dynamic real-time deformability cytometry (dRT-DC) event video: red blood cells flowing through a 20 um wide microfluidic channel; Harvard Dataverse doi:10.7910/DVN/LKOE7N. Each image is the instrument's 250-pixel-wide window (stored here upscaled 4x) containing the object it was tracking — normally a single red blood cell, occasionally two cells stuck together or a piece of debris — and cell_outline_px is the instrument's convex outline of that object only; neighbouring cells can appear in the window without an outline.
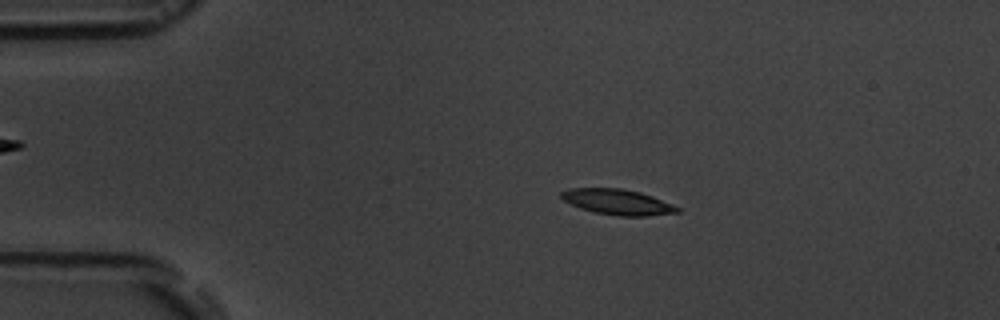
{"species": "common noctule bat (a hibernating species)", "species_latin": "Nyctalus noctula", "temperature_condition": "room temperature", "stored_images_in_passage": 9, "camera_frame_rate_fps": 3000, "um_per_image_px": 0.085, "animal": {"sex": "male", "body_mass_g": 19.5, "forearm_length_mm": 54.6}, "frame": {"image": 1, "passage_image": 2, "time_ms": 1.333, "image_size_px": [1000, 320], "cell_outline_px": [[680, 212], [648, 216], [620, 216], [596, 212], [580, 208], [564, 200], [560, 196], [560, 192], [568, 188], [624, 188], [640, 192], [652, 196], [672, 204], [680, 208]], "centroid_in_image_um": [52.5, 17.16], "position_along_channel_um": 32.5, "area_um2": 17.22}}
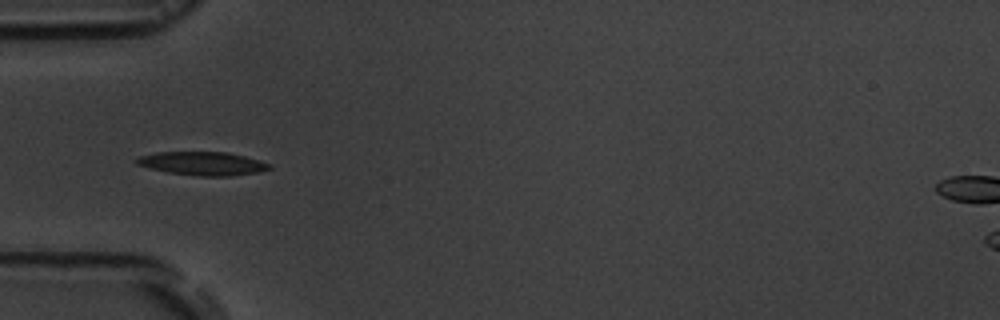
{"frame": {"image": 2, "passage_image": 4, "time_ms": 3.667, "image_size_px": [1000, 320], "cell_outline_px": [[272, 168], [260, 172], [228, 176], [200, 176], [168, 172], [136, 164], [132, 160], [140, 156], [156, 152], [228, 152], [260, 160], [272, 164]], "centroid_in_image_um": [17.25, 13.89], "position_along_channel_um": 67.8, "area_um2": 18.21}}
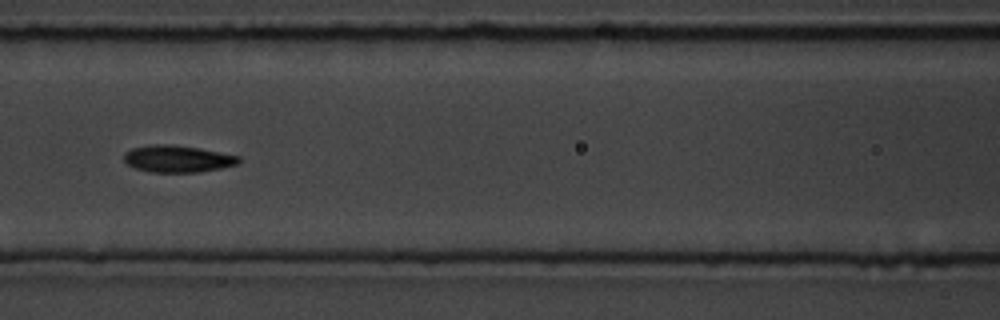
{"frame": {"image": 3, "passage_image": 6, "time_ms": 6.0, "image_size_px": [1000, 320], "cell_outline_px": [[240, 164], [200, 172], [148, 172], [136, 168], [128, 164], [124, 160], [124, 152], [132, 148], [152, 144], [168, 144], [200, 148], [240, 156]], "centroid_in_image_um": [15.1, 13.5], "position_along_channel_um": 151.5, "area_um2": 18.09}}